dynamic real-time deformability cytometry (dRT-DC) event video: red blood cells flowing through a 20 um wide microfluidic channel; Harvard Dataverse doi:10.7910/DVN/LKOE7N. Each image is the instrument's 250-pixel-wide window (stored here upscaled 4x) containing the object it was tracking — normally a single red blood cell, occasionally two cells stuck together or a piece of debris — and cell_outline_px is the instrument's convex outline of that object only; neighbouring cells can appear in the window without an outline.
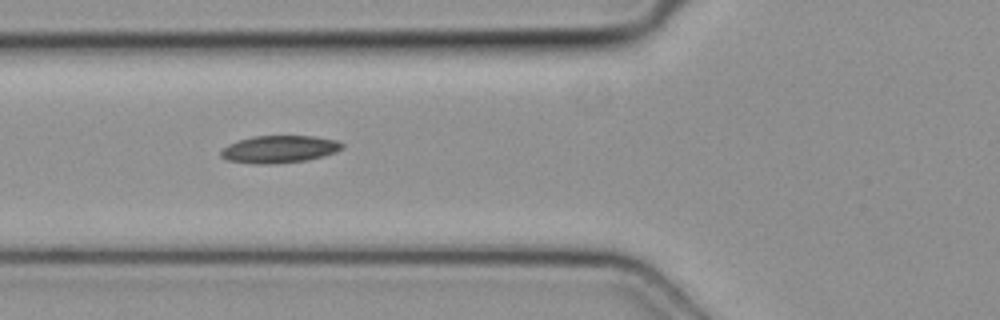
{"species": "common noctule bat (a hibernating species)", "species_latin": "Nyctalus noctula", "temperature_condition": "cold", "stored_images_in_passage": 6, "camera_frame_rate_fps": 3000, "um_per_image_px": 0.085, "animal": {"sex": "female", "body_mass_g": 19.3, "forearm_length_mm": 54.1}, "frame": {"image": 1, "passage_image": 4, "time_ms": 1.0, "image_size_px": [1000, 320], "cell_outline_px": [[344, 148], [336, 152], [324, 156], [308, 160], [272, 164], [256, 164], [228, 160], [220, 156], [220, 152], [228, 144], [252, 136], [312, 136], [336, 140], [344, 144]], "centroid_in_image_um": [23.77, 12.68], "position_along_channel_um": 102.0, "area_um2": 19.36}}
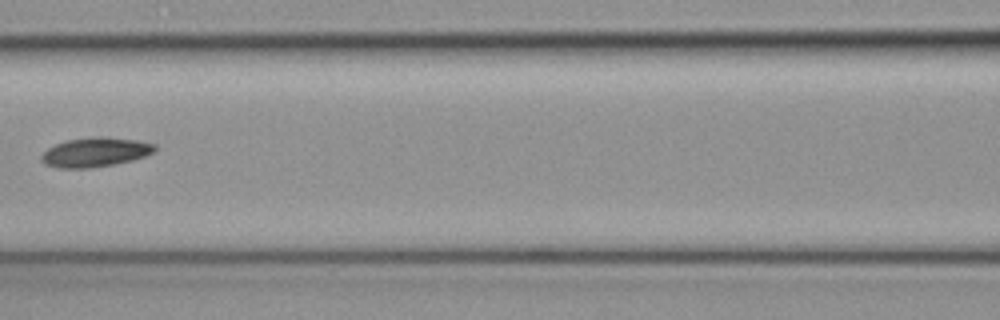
{"frame": {"image": 2, "passage_image": 5, "time_ms": 1.333, "image_size_px": [1000, 320], "cell_outline_px": [[156, 148], [152, 152], [144, 156], [132, 160], [112, 164], [88, 168], [60, 168], [44, 164], [40, 160], [40, 156], [48, 148], [56, 144], [68, 140], [136, 140], [156, 144]], "centroid_in_image_um": [8.04, 13.0], "position_along_channel_um": 158.6, "area_um2": 18.15}}